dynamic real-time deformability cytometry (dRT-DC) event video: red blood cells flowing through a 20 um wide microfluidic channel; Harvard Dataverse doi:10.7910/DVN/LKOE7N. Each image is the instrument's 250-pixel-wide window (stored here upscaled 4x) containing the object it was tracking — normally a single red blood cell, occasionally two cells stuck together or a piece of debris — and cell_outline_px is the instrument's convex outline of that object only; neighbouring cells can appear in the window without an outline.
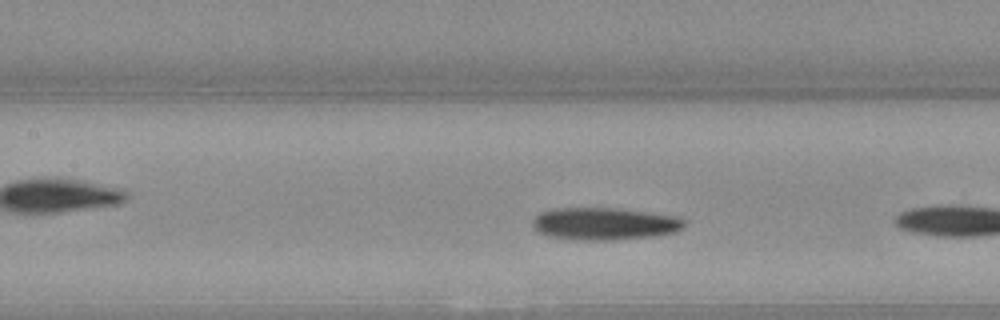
{"species": "Egyptian fruit bat (a non-hibernating species)", "species_latin": "Rousettus aegyptiacus", "temperature_condition": "warm", "stored_images_in_passage": 7, "camera_frame_rate_fps": 3000, "um_per_image_px": 0.085, "animal": {"sex": "female"}, "frame": {"image": 1, "passage_image": 6, "time_ms": 1.667, "image_size_px": [1000, 320], "cell_outline_px": [[684, 228], [676, 232], [652, 236], [612, 240], [572, 240], [548, 236], [536, 232], [532, 228], [532, 220], [540, 212], [552, 208], [616, 208], [680, 216], [684, 220]], "centroid_in_image_um": [51.34, 19.02], "position_along_channel_um": 156.1, "area_um2": 29.02}}